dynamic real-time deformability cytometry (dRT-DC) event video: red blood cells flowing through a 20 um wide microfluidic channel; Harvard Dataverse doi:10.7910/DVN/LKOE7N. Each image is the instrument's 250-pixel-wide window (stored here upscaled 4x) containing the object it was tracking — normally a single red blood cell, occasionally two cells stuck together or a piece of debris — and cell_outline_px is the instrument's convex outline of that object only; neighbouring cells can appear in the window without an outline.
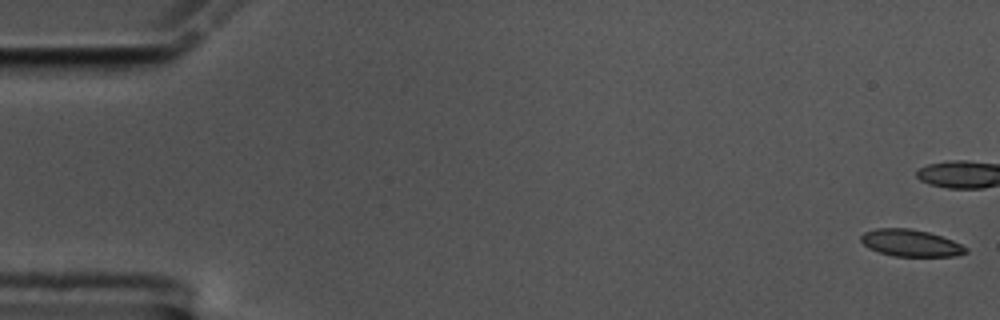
{"species": "common noctule bat (a hibernating species)", "species_latin": "Nyctalus noctula", "temperature_condition": "cold", "stored_images_in_passage": 45, "camera_frame_rate_fps": 3000, "um_per_image_px": 0.085, "animal": {"sex": "male", "body_mass_g": 17.5, "forearm_length_mm": 52.3}, "frame": {"image": 1, "passage_image": 1, "time_ms": 0.0, "image_size_px": [1000, 320], "cell_outline_px": [[968, 252], [956, 256], [892, 256], [868, 248], [860, 240], [860, 236], [864, 232], [876, 228], [908, 228], [928, 232], [952, 240], [968, 248]], "centroid_in_image_um": [77.39, 20.66], "position_along_channel_um": 7.6, "area_um2": 16.42}}
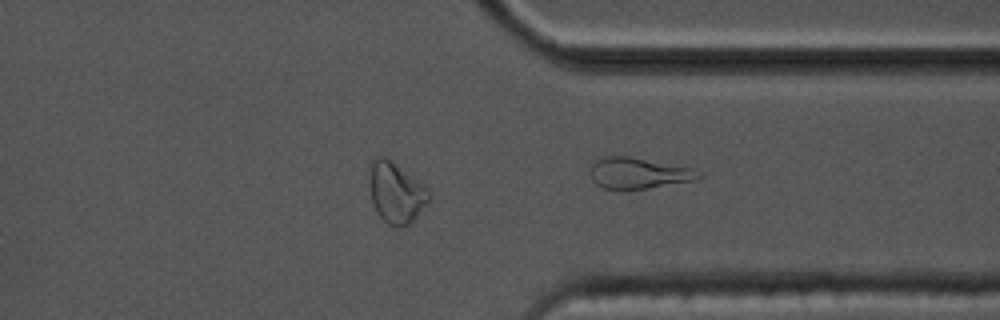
{"frame": {"image": 2, "passage_image": 45, "time_ms": 14.667, "image_size_px": [1000, 320], "cell_outline_px": [[704, 176], [692, 180], [648, 188], [624, 192], [604, 188], [596, 184], [592, 180], [588, 172], [592, 164], [596, 160], [604, 156], [628, 156], [692, 168]], "centroid_in_image_um": [54.18, 14.74], "position_along_channel_um": 357.2, "area_um2": 19.88}}